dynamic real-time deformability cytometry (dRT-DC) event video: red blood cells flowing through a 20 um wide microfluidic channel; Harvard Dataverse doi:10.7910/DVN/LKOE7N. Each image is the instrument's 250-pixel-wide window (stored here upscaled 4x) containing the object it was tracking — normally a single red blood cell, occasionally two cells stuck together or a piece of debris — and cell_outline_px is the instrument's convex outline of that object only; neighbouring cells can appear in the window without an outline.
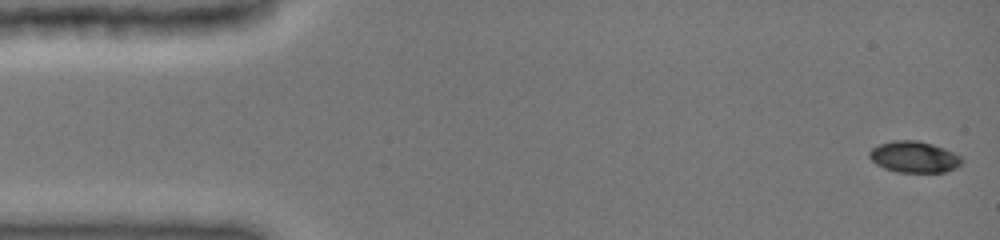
{"species": "common noctule bat (a hibernating species)", "species_latin": "Nyctalus noctula", "temperature_condition": "cold", "stored_images_in_passage": 47, "camera_frame_rate_fps": 3000, "um_per_image_px": 0.085, "animal": {"sex": "female", "body_mass_g": 19.0, "forearm_length_mm": 51.5}, "frame": {"image": 1, "passage_image": 1, "time_ms": 0.0, "image_size_px": [1000, 240], "cell_outline_px": [[964, 160], [956, 168], [944, 172], [896, 172], [884, 168], [876, 164], [868, 156], [868, 152], [872, 148], [880, 144], [892, 140], [916, 140], [932, 144], [944, 148], [960, 156]], "centroid_in_image_um": [77.68, 13.34], "position_along_channel_um": 7.3, "area_um2": 16.88}}
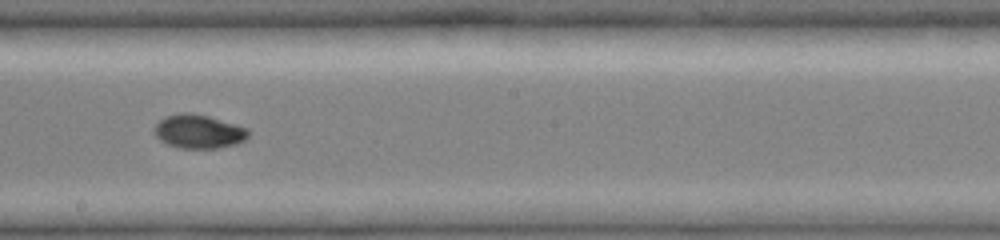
{"frame": {"image": 2, "passage_image": 27, "time_ms": 8.667, "image_size_px": [1000, 240], "cell_outline_px": [[248, 136], [244, 140], [236, 144], [216, 148], [180, 148], [168, 144], [160, 140], [152, 132], [152, 128], [164, 116], [180, 112], [192, 112], [208, 116], [248, 128]], "centroid_in_image_um": [16.84, 11.16], "position_along_channel_um": 231.4, "area_um2": 18.61}}
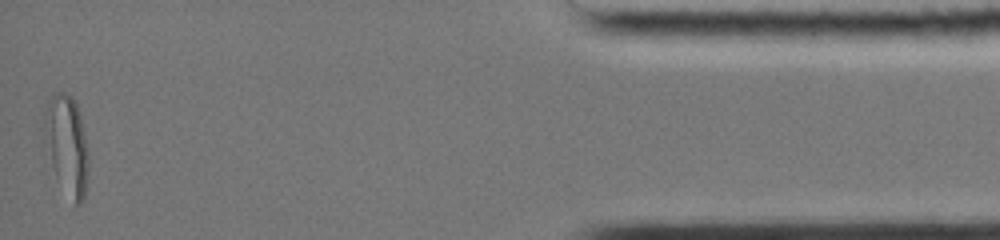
{"frame": {"image": 3, "passage_image": 47, "time_ms": 15.333, "image_size_px": [1000, 240], "cell_outline_px": [[88, 176], [84, 200], [80, 204], [76, 204], [56, 176], [52, 164], [44, 128], [44, 104], [56, 92], [64, 92], [76, 104], [80, 116], [84, 132], [88, 152]], "centroid_in_image_um": [5.7, 12.29], "position_along_channel_um": 429.5, "area_um2": 24.8}, "authors_computed_cell_mechanics": {"area_um2": 18.0336, "velocity_mm_per_s": 4.0108, "shape_relaxation_time_tau1_ms": 7.2798, "shape_relaxation_time_tau2_ms": 2.1832, "deformation_change_tau1": 0.2272, "deformation_change_tau2": 0.0316}}